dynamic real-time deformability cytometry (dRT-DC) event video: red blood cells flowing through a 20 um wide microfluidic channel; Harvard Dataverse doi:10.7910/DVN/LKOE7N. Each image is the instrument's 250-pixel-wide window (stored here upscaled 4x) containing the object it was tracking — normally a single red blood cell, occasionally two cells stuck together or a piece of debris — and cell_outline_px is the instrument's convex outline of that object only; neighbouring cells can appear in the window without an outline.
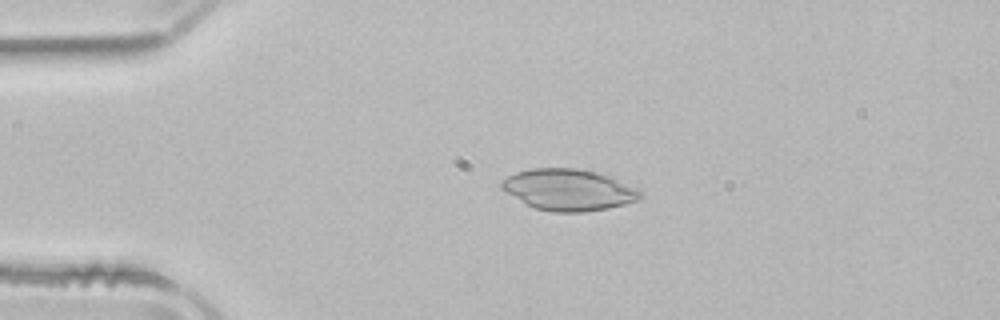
{"species": "common noctule bat (a hibernating species)", "species_latin": "Nyctalus noctula", "temperature_condition": "room temperature", "stored_images_in_passage": 50, "camera_frame_rate_fps": 3000, "um_per_image_px": 0.085, "animal": {"sex": "male", "body_mass_g": 21.5, "forearm_length_mm": 52.0}, "frame": {"image": 1, "passage_image": 10, "time_ms": 3.0, "image_size_px": [1000, 320], "cell_outline_px": [[644, 196], [640, 200], [608, 208], [584, 212], [552, 212], [532, 208], [500, 188], [500, 184], [508, 176], [516, 172], [532, 168], [576, 168], [608, 176], [644, 192]], "centroid_in_image_um": [48.32, 16.15], "position_along_channel_um": 36.7, "area_um2": 33.29}}
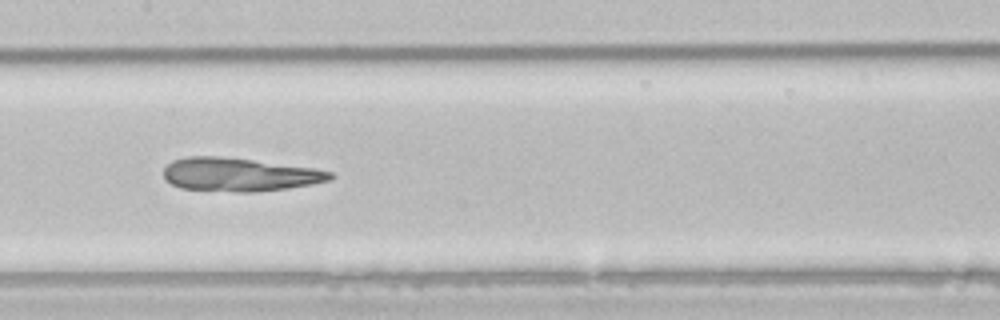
{"frame": {"image": 2, "passage_image": 24, "time_ms": 7.667, "image_size_px": [1000, 320], "cell_outline_px": [[336, 176], [328, 180], [312, 184], [288, 188], [256, 192], [236, 192], [180, 188], [172, 184], [164, 176], [164, 168], [172, 160], [188, 156], [220, 156], [316, 168], [332, 172]], "centroid_in_image_um": [20.36, 14.83], "position_along_channel_um": 187.0, "area_um2": 32.43}}
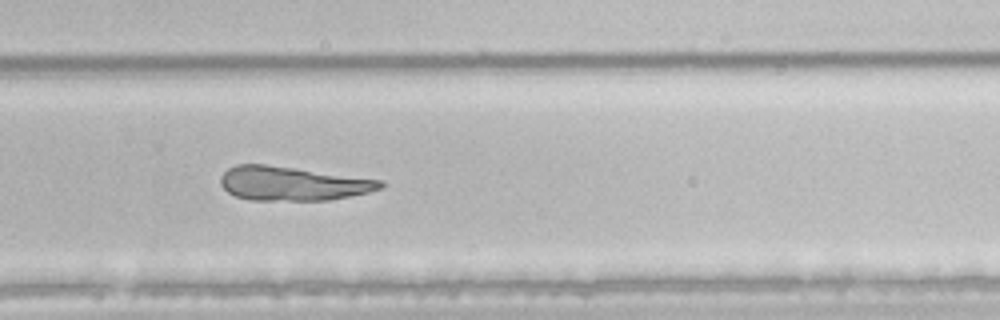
{"frame": {"image": 3, "passage_image": 33, "time_ms": 10.667, "image_size_px": [1000, 320], "cell_outline_px": [[384, 188], [368, 192], [328, 200], [248, 200], [236, 196], [228, 192], [220, 184], [220, 176], [228, 168], [236, 164], [264, 164], [296, 168], [384, 180]], "centroid_in_image_um": [24.86, 15.59], "position_along_channel_um": 304.9, "area_um2": 31.73}}